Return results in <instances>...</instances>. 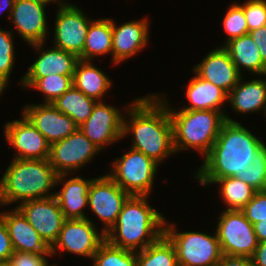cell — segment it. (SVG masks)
Listing matches in <instances>:
<instances>
[{
    "instance_id": "d590c367",
    "label": "cell",
    "mask_w": 266,
    "mask_h": 266,
    "mask_svg": "<svg viewBox=\"0 0 266 266\" xmlns=\"http://www.w3.org/2000/svg\"><path fill=\"white\" fill-rule=\"evenodd\" d=\"M248 32L266 26V0H247L243 5Z\"/></svg>"
},
{
    "instance_id": "1f68e13d",
    "label": "cell",
    "mask_w": 266,
    "mask_h": 266,
    "mask_svg": "<svg viewBox=\"0 0 266 266\" xmlns=\"http://www.w3.org/2000/svg\"><path fill=\"white\" fill-rule=\"evenodd\" d=\"M93 266H138L137 252L114 246L105 239L93 256Z\"/></svg>"
},
{
    "instance_id": "8d00e7d4",
    "label": "cell",
    "mask_w": 266,
    "mask_h": 266,
    "mask_svg": "<svg viewBox=\"0 0 266 266\" xmlns=\"http://www.w3.org/2000/svg\"><path fill=\"white\" fill-rule=\"evenodd\" d=\"M244 216L252 223L266 220V190L256 191L253 198L241 209Z\"/></svg>"
},
{
    "instance_id": "5bb4252c",
    "label": "cell",
    "mask_w": 266,
    "mask_h": 266,
    "mask_svg": "<svg viewBox=\"0 0 266 266\" xmlns=\"http://www.w3.org/2000/svg\"><path fill=\"white\" fill-rule=\"evenodd\" d=\"M6 142L17 150L16 159H49L50 144L23 114L20 120L6 122L4 125Z\"/></svg>"
},
{
    "instance_id": "5b68a950",
    "label": "cell",
    "mask_w": 266,
    "mask_h": 266,
    "mask_svg": "<svg viewBox=\"0 0 266 266\" xmlns=\"http://www.w3.org/2000/svg\"><path fill=\"white\" fill-rule=\"evenodd\" d=\"M173 126V145L176 152L194 149L206 156L225 120L224 111L173 110L168 107Z\"/></svg>"
},
{
    "instance_id": "f6af8a7d",
    "label": "cell",
    "mask_w": 266,
    "mask_h": 266,
    "mask_svg": "<svg viewBox=\"0 0 266 266\" xmlns=\"http://www.w3.org/2000/svg\"><path fill=\"white\" fill-rule=\"evenodd\" d=\"M36 1L43 2V3L47 4V5L53 1V2L58 3L59 4L58 6H61V5H64V4L67 3V2H64L63 0H36Z\"/></svg>"
},
{
    "instance_id": "ba28073f",
    "label": "cell",
    "mask_w": 266,
    "mask_h": 266,
    "mask_svg": "<svg viewBox=\"0 0 266 266\" xmlns=\"http://www.w3.org/2000/svg\"><path fill=\"white\" fill-rule=\"evenodd\" d=\"M216 234L223 255L251 258L258 246L253 224L241 210H223Z\"/></svg>"
},
{
    "instance_id": "d6a6232c",
    "label": "cell",
    "mask_w": 266,
    "mask_h": 266,
    "mask_svg": "<svg viewBox=\"0 0 266 266\" xmlns=\"http://www.w3.org/2000/svg\"><path fill=\"white\" fill-rule=\"evenodd\" d=\"M247 170L238 174L236 178L250 185L256 191L266 190V145L258 151Z\"/></svg>"
},
{
    "instance_id": "e0dca14e",
    "label": "cell",
    "mask_w": 266,
    "mask_h": 266,
    "mask_svg": "<svg viewBox=\"0 0 266 266\" xmlns=\"http://www.w3.org/2000/svg\"><path fill=\"white\" fill-rule=\"evenodd\" d=\"M47 4L36 0H15L11 22L18 34L28 45L46 41L48 34L45 7ZM45 40V41H44Z\"/></svg>"
},
{
    "instance_id": "52a82bcc",
    "label": "cell",
    "mask_w": 266,
    "mask_h": 266,
    "mask_svg": "<svg viewBox=\"0 0 266 266\" xmlns=\"http://www.w3.org/2000/svg\"><path fill=\"white\" fill-rule=\"evenodd\" d=\"M158 166L154 160L131 148L113 161L107 175L130 195L149 196Z\"/></svg>"
},
{
    "instance_id": "3957f363",
    "label": "cell",
    "mask_w": 266,
    "mask_h": 266,
    "mask_svg": "<svg viewBox=\"0 0 266 266\" xmlns=\"http://www.w3.org/2000/svg\"><path fill=\"white\" fill-rule=\"evenodd\" d=\"M69 174H58L48 159L13 158L0 179V205L55 196L48 192Z\"/></svg>"
},
{
    "instance_id": "ac0fdd59",
    "label": "cell",
    "mask_w": 266,
    "mask_h": 266,
    "mask_svg": "<svg viewBox=\"0 0 266 266\" xmlns=\"http://www.w3.org/2000/svg\"><path fill=\"white\" fill-rule=\"evenodd\" d=\"M141 19L117 26L112 19V61L120 64L148 45L149 23Z\"/></svg>"
},
{
    "instance_id": "e575fe53",
    "label": "cell",
    "mask_w": 266,
    "mask_h": 266,
    "mask_svg": "<svg viewBox=\"0 0 266 266\" xmlns=\"http://www.w3.org/2000/svg\"><path fill=\"white\" fill-rule=\"evenodd\" d=\"M222 25L228 35L226 42L248 34L247 20L240 3L231 4L223 18Z\"/></svg>"
},
{
    "instance_id": "4fadbf2b",
    "label": "cell",
    "mask_w": 266,
    "mask_h": 266,
    "mask_svg": "<svg viewBox=\"0 0 266 266\" xmlns=\"http://www.w3.org/2000/svg\"><path fill=\"white\" fill-rule=\"evenodd\" d=\"M118 108L97 101L89 118L79 126L83 134L100 150L122 139L124 116Z\"/></svg>"
},
{
    "instance_id": "d4e9b609",
    "label": "cell",
    "mask_w": 266,
    "mask_h": 266,
    "mask_svg": "<svg viewBox=\"0 0 266 266\" xmlns=\"http://www.w3.org/2000/svg\"><path fill=\"white\" fill-rule=\"evenodd\" d=\"M222 46L241 75V68H244L252 74L266 76V65L263 63L259 47L249 34L231 39Z\"/></svg>"
},
{
    "instance_id": "83f0119b",
    "label": "cell",
    "mask_w": 266,
    "mask_h": 266,
    "mask_svg": "<svg viewBox=\"0 0 266 266\" xmlns=\"http://www.w3.org/2000/svg\"><path fill=\"white\" fill-rule=\"evenodd\" d=\"M96 102L72 85L52 104L80 126L89 118Z\"/></svg>"
},
{
    "instance_id": "836d02e7",
    "label": "cell",
    "mask_w": 266,
    "mask_h": 266,
    "mask_svg": "<svg viewBox=\"0 0 266 266\" xmlns=\"http://www.w3.org/2000/svg\"><path fill=\"white\" fill-rule=\"evenodd\" d=\"M11 31L0 28V90L3 92L8 85L15 62L13 36Z\"/></svg>"
},
{
    "instance_id": "ab89813d",
    "label": "cell",
    "mask_w": 266,
    "mask_h": 266,
    "mask_svg": "<svg viewBox=\"0 0 266 266\" xmlns=\"http://www.w3.org/2000/svg\"><path fill=\"white\" fill-rule=\"evenodd\" d=\"M255 44L259 47L263 63L266 65V26L248 32Z\"/></svg>"
},
{
    "instance_id": "7a4b0ae2",
    "label": "cell",
    "mask_w": 266,
    "mask_h": 266,
    "mask_svg": "<svg viewBox=\"0 0 266 266\" xmlns=\"http://www.w3.org/2000/svg\"><path fill=\"white\" fill-rule=\"evenodd\" d=\"M220 133L195 175L198 182L211 185L216 179L236 177L252 164L265 143L238 121L225 115Z\"/></svg>"
},
{
    "instance_id": "8992f818",
    "label": "cell",
    "mask_w": 266,
    "mask_h": 266,
    "mask_svg": "<svg viewBox=\"0 0 266 266\" xmlns=\"http://www.w3.org/2000/svg\"><path fill=\"white\" fill-rule=\"evenodd\" d=\"M175 225L165 221L164 234L173 243L179 266H217L223 256L216 231L175 232Z\"/></svg>"
},
{
    "instance_id": "6da1fadb",
    "label": "cell",
    "mask_w": 266,
    "mask_h": 266,
    "mask_svg": "<svg viewBox=\"0 0 266 266\" xmlns=\"http://www.w3.org/2000/svg\"><path fill=\"white\" fill-rule=\"evenodd\" d=\"M169 105L158 93L136 98L125 112L130 120L124 116L123 121V138L129 133L134 136L131 148L158 164L175 153Z\"/></svg>"
},
{
    "instance_id": "4dcf8cb0",
    "label": "cell",
    "mask_w": 266,
    "mask_h": 266,
    "mask_svg": "<svg viewBox=\"0 0 266 266\" xmlns=\"http://www.w3.org/2000/svg\"><path fill=\"white\" fill-rule=\"evenodd\" d=\"M221 185L220 196L227 210H241L254 196L256 190L236 177L216 179L212 184Z\"/></svg>"
},
{
    "instance_id": "cb8c5ba5",
    "label": "cell",
    "mask_w": 266,
    "mask_h": 266,
    "mask_svg": "<svg viewBox=\"0 0 266 266\" xmlns=\"http://www.w3.org/2000/svg\"><path fill=\"white\" fill-rule=\"evenodd\" d=\"M193 77L185 91L189 105L184 106L183 110H213L222 111L223 103L227 101L228 94L213 83L200 78L194 71Z\"/></svg>"
},
{
    "instance_id": "7c38bea8",
    "label": "cell",
    "mask_w": 266,
    "mask_h": 266,
    "mask_svg": "<svg viewBox=\"0 0 266 266\" xmlns=\"http://www.w3.org/2000/svg\"><path fill=\"white\" fill-rule=\"evenodd\" d=\"M55 18L54 46L79 58L83 54L91 20L81 9L70 3L59 6Z\"/></svg>"
},
{
    "instance_id": "7bdbcfd3",
    "label": "cell",
    "mask_w": 266,
    "mask_h": 266,
    "mask_svg": "<svg viewBox=\"0 0 266 266\" xmlns=\"http://www.w3.org/2000/svg\"><path fill=\"white\" fill-rule=\"evenodd\" d=\"M258 242L266 241V220L253 224Z\"/></svg>"
},
{
    "instance_id": "60d3db41",
    "label": "cell",
    "mask_w": 266,
    "mask_h": 266,
    "mask_svg": "<svg viewBox=\"0 0 266 266\" xmlns=\"http://www.w3.org/2000/svg\"><path fill=\"white\" fill-rule=\"evenodd\" d=\"M217 266H254L252 258L223 255Z\"/></svg>"
},
{
    "instance_id": "9c48e42d",
    "label": "cell",
    "mask_w": 266,
    "mask_h": 266,
    "mask_svg": "<svg viewBox=\"0 0 266 266\" xmlns=\"http://www.w3.org/2000/svg\"><path fill=\"white\" fill-rule=\"evenodd\" d=\"M97 230L94 221L89 218L66 219L57 240L51 246V254H55L56 250H63L93 259L100 244L105 240V234Z\"/></svg>"
},
{
    "instance_id": "277c9868",
    "label": "cell",
    "mask_w": 266,
    "mask_h": 266,
    "mask_svg": "<svg viewBox=\"0 0 266 266\" xmlns=\"http://www.w3.org/2000/svg\"><path fill=\"white\" fill-rule=\"evenodd\" d=\"M147 198L131 195L127 199L115 225L105 235L110 244L137 252L164 234L166 220L148 204Z\"/></svg>"
},
{
    "instance_id": "4316f807",
    "label": "cell",
    "mask_w": 266,
    "mask_h": 266,
    "mask_svg": "<svg viewBox=\"0 0 266 266\" xmlns=\"http://www.w3.org/2000/svg\"><path fill=\"white\" fill-rule=\"evenodd\" d=\"M112 53V19H93L89 25L81 60Z\"/></svg>"
},
{
    "instance_id": "bcb514c9",
    "label": "cell",
    "mask_w": 266,
    "mask_h": 266,
    "mask_svg": "<svg viewBox=\"0 0 266 266\" xmlns=\"http://www.w3.org/2000/svg\"><path fill=\"white\" fill-rule=\"evenodd\" d=\"M0 266H11L9 261H0Z\"/></svg>"
},
{
    "instance_id": "8fae6325",
    "label": "cell",
    "mask_w": 266,
    "mask_h": 266,
    "mask_svg": "<svg viewBox=\"0 0 266 266\" xmlns=\"http://www.w3.org/2000/svg\"><path fill=\"white\" fill-rule=\"evenodd\" d=\"M98 152L100 149L78 128L73 134L50 145L48 160L58 174H72L89 163Z\"/></svg>"
},
{
    "instance_id": "603a6c76",
    "label": "cell",
    "mask_w": 266,
    "mask_h": 266,
    "mask_svg": "<svg viewBox=\"0 0 266 266\" xmlns=\"http://www.w3.org/2000/svg\"><path fill=\"white\" fill-rule=\"evenodd\" d=\"M239 82L228 93L227 101L232 109L240 113H252L263 110L266 112V79H253Z\"/></svg>"
},
{
    "instance_id": "2e32d148",
    "label": "cell",
    "mask_w": 266,
    "mask_h": 266,
    "mask_svg": "<svg viewBox=\"0 0 266 266\" xmlns=\"http://www.w3.org/2000/svg\"><path fill=\"white\" fill-rule=\"evenodd\" d=\"M51 145L73 134L79 126L52 103L29 104L23 112Z\"/></svg>"
},
{
    "instance_id": "f546056e",
    "label": "cell",
    "mask_w": 266,
    "mask_h": 266,
    "mask_svg": "<svg viewBox=\"0 0 266 266\" xmlns=\"http://www.w3.org/2000/svg\"><path fill=\"white\" fill-rule=\"evenodd\" d=\"M73 75L53 74L42 78H22L20 84L23 88H33L44 95V103H52L61 97L72 85Z\"/></svg>"
},
{
    "instance_id": "7402d4cb",
    "label": "cell",
    "mask_w": 266,
    "mask_h": 266,
    "mask_svg": "<svg viewBox=\"0 0 266 266\" xmlns=\"http://www.w3.org/2000/svg\"><path fill=\"white\" fill-rule=\"evenodd\" d=\"M94 179L85 180L76 176L62 181L64 186L55 192V197L65 219L88 218L83 211L88 207L89 188Z\"/></svg>"
},
{
    "instance_id": "f1b7e54d",
    "label": "cell",
    "mask_w": 266,
    "mask_h": 266,
    "mask_svg": "<svg viewBox=\"0 0 266 266\" xmlns=\"http://www.w3.org/2000/svg\"><path fill=\"white\" fill-rule=\"evenodd\" d=\"M138 266H179L176 250L169 238L163 234L145 249L137 251Z\"/></svg>"
},
{
    "instance_id": "74e56055",
    "label": "cell",
    "mask_w": 266,
    "mask_h": 266,
    "mask_svg": "<svg viewBox=\"0 0 266 266\" xmlns=\"http://www.w3.org/2000/svg\"><path fill=\"white\" fill-rule=\"evenodd\" d=\"M45 256H52L51 253L34 254L14 251L8 260L11 266H56L49 265Z\"/></svg>"
},
{
    "instance_id": "ffe728a7",
    "label": "cell",
    "mask_w": 266,
    "mask_h": 266,
    "mask_svg": "<svg viewBox=\"0 0 266 266\" xmlns=\"http://www.w3.org/2000/svg\"><path fill=\"white\" fill-rule=\"evenodd\" d=\"M0 215L6 224L14 251L34 254L51 253V247L17 207Z\"/></svg>"
},
{
    "instance_id": "d6986e66",
    "label": "cell",
    "mask_w": 266,
    "mask_h": 266,
    "mask_svg": "<svg viewBox=\"0 0 266 266\" xmlns=\"http://www.w3.org/2000/svg\"><path fill=\"white\" fill-rule=\"evenodd\" d=\"M192 71L200 78L223 89L227 94L242 77L223 46L210 51Z\"/></svg>"
},
{
    "instance_id": "44dd1931",
    "label": "cell",
    "mask_w": 266,
    "mask_h": 266,
    "mask_svg": "<svg viewBox=\"0 0 266 266\" xmlns=\"http://www.w3.org/2000/svg\"><path fill=\"white\" fill-rule=\"evenodd\" d=\"M37 50L38 57L30 65L29 70L22 78H42L48 75H73L79 58L72 53L58 47H51L42 51L44 42L30 45ZM40 52V53H39Z\"/></svg>"
},
{
    "instance_id": "484cf974",
    "label": "cell",
    "mask_w": 266,
    "mask_h": 266,
    "mask_svg": "<svg viewBox=\"0 0 266 266\" xmlns=\"http://www.w3.org/2000/svg\"><path fill=\"white\" fill-rule=\"evenodd\" d=\"M90 61L79 59L73 74V86L87 97L103 101V96L111 89L112 80ZM102 98V99H101Z\"/></svg>"
},
{
    "instance_id": "ee69618b",
    "label": "cell",
    "mask_w": 266,
    "mask_h": 266,
    "mask_svg": "<svg viewBox=\"0 0 266 266\" xmlns=\"http://www.w3.org/2000/svg\"><path fill=\"white\" fill-rule=\"evenodd\" d=\"M14 1L15 0H0V13L4 12L5 10H7V12H9L10 14L8 15L9 18L11 16L12 10H13V6H14ZM4 10V11H3ZM9 10V11H8Z\"/></svg>"
},
{
    "instance_id": "f35d334b",
    "label": "cell",
    "mask_w": 266,
    "mask_h": 266,
    "mask_svg": "<svg viewBox=\"0 0 266 266\" xmlns=\"http://www.w3.org/2000/svg\"><path fill=\"white\" fill-rule=\"evenodd\" d=\"M14 253V248L4 222L3 217L0 215V261H7Z\"/></svg>"
},
{
    "instance_id": "9a60e30c",
    "label": "cell",
    "mask_w": 266,
    "mask_h": 266,
    "mask_svg": "<svg viewBox=\"0 0 266 266\" xmlns=\"http://www.w3.org/2000/svg\"><path fill=\"white\" fill-rule=\"evenodd\" d=\"M51 247L66 220L55 196L26 201L16 206Z\"/></svg>"
},
{
    "instance_id": "b9f144b4",
    "label": "cell",
    "mask_w": 266,
    "mask_h": 266,
    "mask_svg": "<svg viewBox=\"0 0 266 266\" xmlns=\"http://www.w3.org/2000/svg\"><path fill=\"white\" fill-rule=\"evenodd\" d=\"M251 258L254 266H266V241L258 242L255 253Z\"/></svg>"
},
{
    "instance_id": "30bf717a",
    "label": "cell",
    "mask_w": 266,
    "mask_h": 266,
    "mask_svg": "<svg viewBox=\"0 0 266 266\" xmlns=\"http://www.w3.org/2000/svg\"><path fill=\"white\" fill-rule=\"evenodd\" d=\"M131 195L118 186L107 174L95 178L90 185L88 207L103 221L105 235L115 225L124 203Z\"/></svg>"
}]
</instances>
